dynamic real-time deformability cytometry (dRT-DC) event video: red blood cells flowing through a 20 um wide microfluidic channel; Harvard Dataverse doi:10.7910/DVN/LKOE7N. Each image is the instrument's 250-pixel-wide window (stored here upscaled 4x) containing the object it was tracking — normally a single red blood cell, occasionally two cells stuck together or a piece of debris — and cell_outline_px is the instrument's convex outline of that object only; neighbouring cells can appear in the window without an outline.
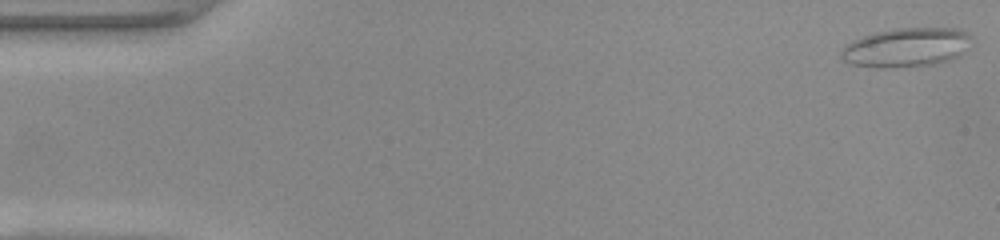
{"species": "common noctule bat (a hibernating species)", "species_latin": "Nyctalus noctula", "temperature_condition": "warm", "stored_images_in_passage": 50, "camera_frame_rate_fps": 3000, "um_per_image_px": 0.085, "animal": {"sex": "female", "body_mass_g": 22.0, "forearm_length_mm": 56.7}, "frame": {"image": 1, "passage_image": 1, "time_ms": 0.0, "image_size_px": [1000, 240], "cell_outline_px": [[968, 36], [960, 56], [932, 64], [884, 68], [876, 68], [848, 64], [840, 56], [840, 52], [844, 44], [852, 40], [872, 32], [892, 28], [960, 28]], "centroid_in_image_um": [76.88, 4.02], "position_along_channel_um": 8.1, "area_um2": 29.48}}
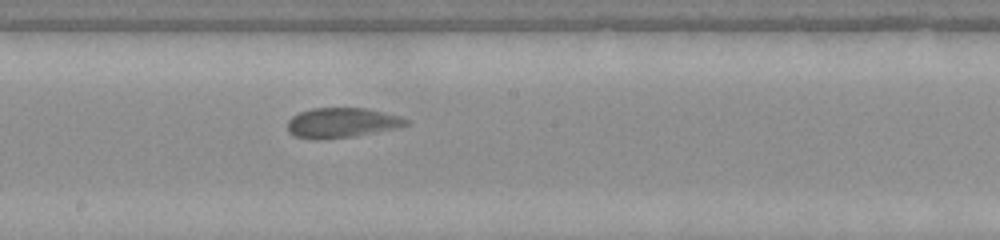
{"frame": {"image": 2, "passage_image": 27, "time_ms": 8.667, "image_size_px": [1000, 240], "cell_outline_px": [[408, 124], [400, 128], [352, 136], [320, 140], [316, 140], [296, 136], [288, 132], [288, 120], [292, 116], [300, 112], [312, 108], [368, 108], [400, 116], [408, 120]], "centroid_in_image_um": [29.06, 10.43], "position_along_channel_um": 219.1, "area_um2": 20.75}}
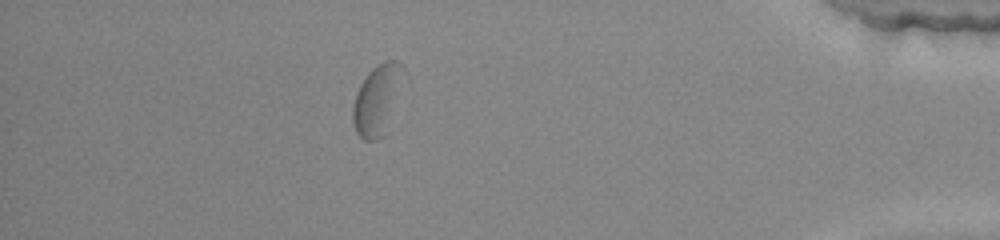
{"frame": {"image": 3, "passage_image": 44, "time_ms": 14.333, "image_size_px": [1000, 240], "cell_outline_px": [[408, 84], [384, 136], [376, 140], [364, 140], [356, 132], [352, 120], [352, 108], [360, 84], [368, 72], [372, 68], [384, 60], [396, 60], [404, 68], [408, 80]], "centroid_in_image_um": [32.19, 8.44], "position_along_channel_um": 403.0, "area_um2": 22.02}, "authors_computed_cell_mechanics": {"area_um2": 20.9236, "velocity_mm_per_s": 4.0561, "shape_relaxation_time_tau1_ms": null, "shape_relaxation_time_tau2_ms": 1.1063, "deformation_change_tau1": null, "deformation_change_tau2": 0.0557}}